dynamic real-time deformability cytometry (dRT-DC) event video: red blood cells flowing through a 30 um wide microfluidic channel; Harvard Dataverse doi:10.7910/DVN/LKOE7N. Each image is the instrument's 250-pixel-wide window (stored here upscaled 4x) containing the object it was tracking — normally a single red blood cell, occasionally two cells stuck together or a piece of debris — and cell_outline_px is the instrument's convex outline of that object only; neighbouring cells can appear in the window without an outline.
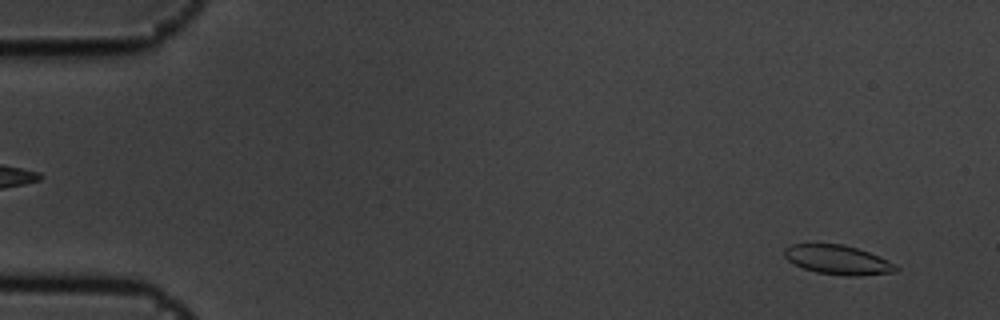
{"species": "common noctule bat (a hibernating species)", "species_latin": "Nyctalus noctula", "temperature_condition": "cold", "stored_images_in_passage": 6, "segment_of_instrument_passage": [2, 2], "camera_frame_rate_fps": 3000, "um_per_image_px": 0.085, "animal": {"sex": "male", "body_mass_g": 19.5, "forearm_length_mm": 54.6}, "frame": {"image": 1, "passage_image": 6, "time_ms": 1.667, "image_size_px": [1000, 320], "cell_outline_px": [[900, 268], [896, 272], [856, 276], [844, 276], [816, 272], [804, 268], [788, 260], [784, 256], [784, 248], [792, 244], [844, 244], [868, 252], [888, 260], [896, 264]], "centroid_in_image_um": [71.24, 22.09], "position_along_channel_um": 13.8, "area_um2": 19.02}}